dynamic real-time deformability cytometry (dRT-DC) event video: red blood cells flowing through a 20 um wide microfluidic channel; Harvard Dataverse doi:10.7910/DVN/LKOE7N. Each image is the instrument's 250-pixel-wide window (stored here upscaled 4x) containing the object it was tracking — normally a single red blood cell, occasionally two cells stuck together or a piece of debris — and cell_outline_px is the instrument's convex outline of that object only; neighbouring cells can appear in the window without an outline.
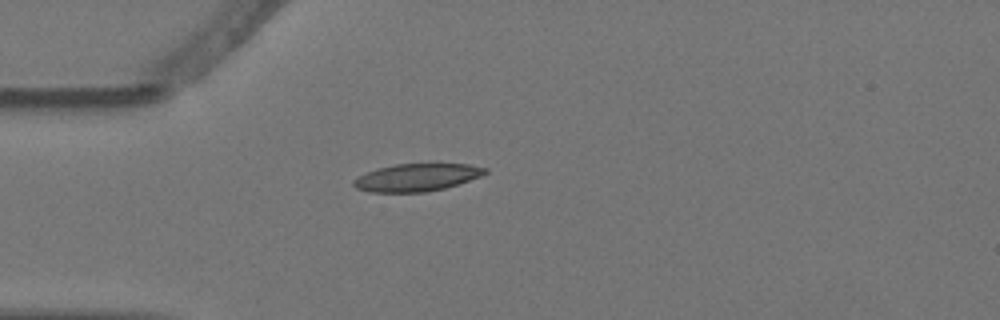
{"species": "Egyptian fruit bat (a non-hibernating species)", "species_latin": "Rousettus aegyptiacus", "temperature_condition": "warm", "stored_images_in_passage": 5, "camera_frame_rate_fps": 3000, "um_per_image_px": 0.085, "animal": {"sex": "female"}, "frame": {"image": 1, "passage_image": 5, "time_ms": 1.333, "image_size_px": [1000, 320], "cell_outline_px": [[488, 172], [480, 176], [444, 188], [424, 192], [368, 192], [356, 188], [352, 184], [352, 180], [376, 168], [396, 164], [468, 164], [488, 168]], "centroid_in_image_um": [35.4, 15.08], "position_along_channel_um": 49.6, "area_um2": 20.92}}